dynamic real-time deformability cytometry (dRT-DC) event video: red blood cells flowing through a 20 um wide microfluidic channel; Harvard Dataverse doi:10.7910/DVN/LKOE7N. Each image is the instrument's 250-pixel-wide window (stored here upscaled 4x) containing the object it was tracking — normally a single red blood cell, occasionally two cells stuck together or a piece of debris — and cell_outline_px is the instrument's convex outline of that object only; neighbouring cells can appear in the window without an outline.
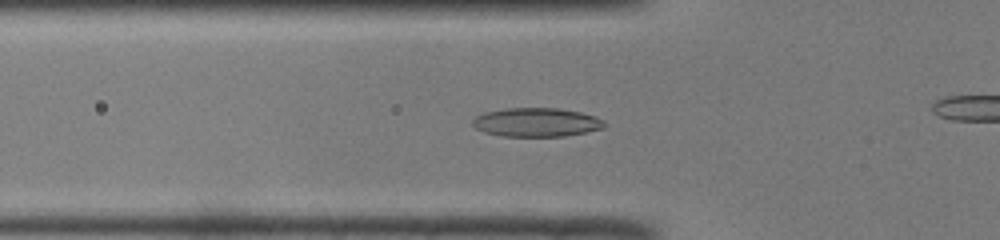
{"species": "common noctule bat (a hibernating species)", "species_latin": "Nyctalus noctula", "temperature_condition": "room temperature", "stored_images_in_passage": 39, "camera_frame_rate_fps": 3000, "um_per_image_px": 0.085, "animal": {"sex": "male", "body_mass_g": 19.0, "forearm_length_mm": 50.8}, "frame": {"image": 1, "passage_image": 15, "time_ms": 4.667, "image_size_px": [1000, 240], "cell_outline_px": [[608, 124], [604, 128], [564, 136], [500, 136], [484, 132], [476, 128], [472, 124], [472, 120], [476, 116], [484, 112], [508, 108], [560, 108], [580, 112], [604, 120]], "centroid_in_image_um": [45.59, 10.39], "position_along_channel_um": 80.2, "area_um2": 22.14}}
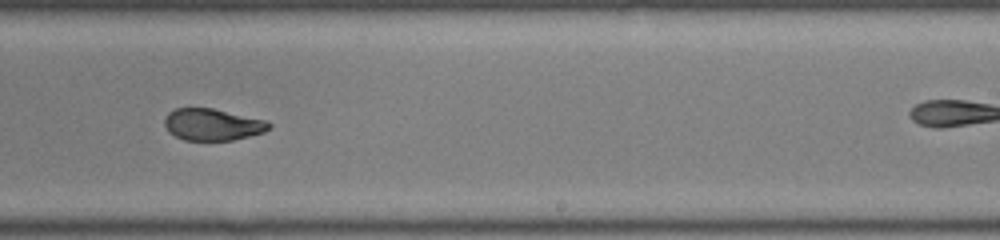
{"frame": {"image": 2, "passage_image": 29, "time_ms": 9.333, "image_size_px": [1000, 240], "cell_outline_px": [[272, 128], [264, 132], [232, 140], [184, 140], [168, 132], [164, 124], [164, 120], [168, 112], [176, 108], [212, 108], [268, 120], [272, 124]], "centroid_in_image_um": [18.08, 10.58], "position_along_channel_um": 270.9, "area_um2": 19.48}}
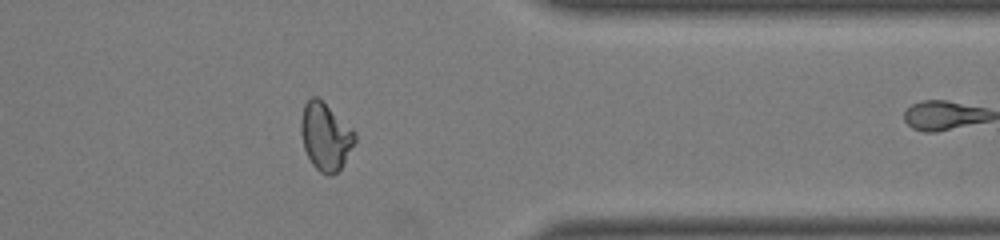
{"frame": {"image": 3, "passage_image": 38, "time_ms": 12.333, "image_size_px": [1000, 240], "cell_outline_px": [[356, 140], [340, 168], [332, 176], [328, 176], [320, 172], [312, 164], [304, 148], [300, 132], [300, 120], [304, 104], [312, 96], [316, 96], [352, 128], [356, 132]], "centroid_in_image_um": [27.64, 11.61], "position_along_channel_um": 383.8, "area_um2": 20.98}}